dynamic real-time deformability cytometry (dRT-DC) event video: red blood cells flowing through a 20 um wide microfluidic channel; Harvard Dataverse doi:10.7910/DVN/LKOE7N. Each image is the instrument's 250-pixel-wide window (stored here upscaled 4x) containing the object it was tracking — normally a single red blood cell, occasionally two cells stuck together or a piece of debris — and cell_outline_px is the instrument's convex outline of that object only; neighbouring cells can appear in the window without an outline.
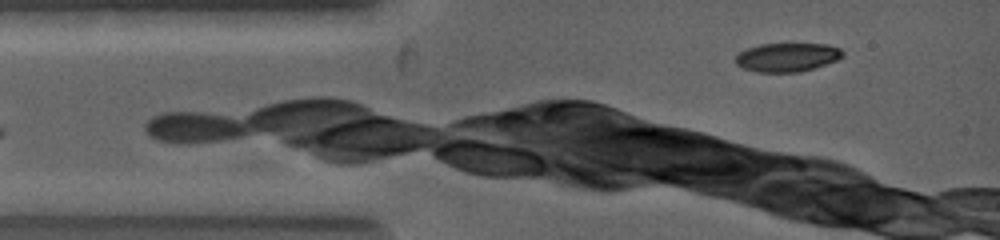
{"species": "common noctule bat (a hibernating species)", "species_latin": "Nyctalus noctula", "temperature_condition": "warm", "stored_images_in_passage": 2, "camera_frame_rate_fps": 5000, "um_per_image_px": 0.085, "animal": {"sex": "female", "body_mass_g": 19.0, "forearm_length_mm": 53.3}, "frame": {"image": 1, "passage_image": 1, "time_ms": 0.0, "image_size_px": [1000, 240], "cell_outline_px": [[844, 56], [836, 60], [800, 72], [760, 72], [744, 68], [736, 64], [736, 56], [740, 52], [748, 48], [760, 44], [824, 44], [840, 48], [844, 52]], "centroid_in_image_um": [66.92, 4.86], "position_along_channel_um": 18.1, "area_um2": 17.69}}